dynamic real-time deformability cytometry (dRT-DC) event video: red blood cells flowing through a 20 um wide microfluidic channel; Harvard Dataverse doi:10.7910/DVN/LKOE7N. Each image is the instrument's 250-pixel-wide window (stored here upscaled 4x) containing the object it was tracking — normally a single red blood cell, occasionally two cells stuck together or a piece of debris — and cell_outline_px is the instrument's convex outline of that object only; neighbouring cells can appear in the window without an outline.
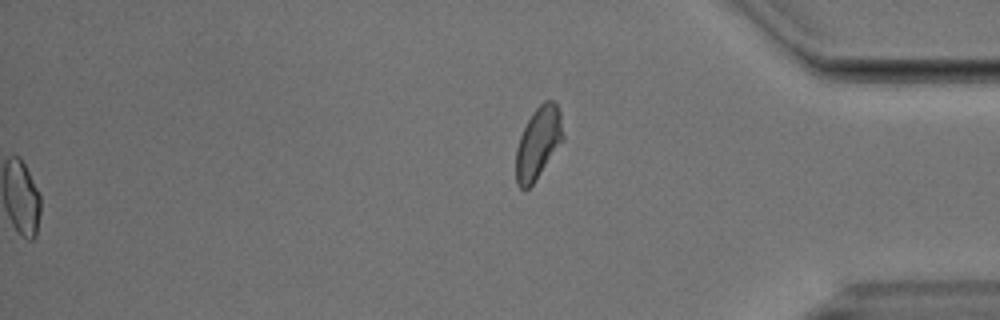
{"species": "Egyptian fruit bat (a non-hibernating species)", "species_latin": "Rousettus aegyptiacus", "temperature_condition": "cold", "stored_images_in_passage": 56, "segment_of_instrument_passage": [2, 2], "camera_frame_rate_fps": 3000, "um_per_image_px": 0.085, "animal": {"sex": "male"}, "frame": {"image": 1, "passage_image": 56, "time_ms": 18.333, "image_size_px": [1000, 320], "cell_outline_px": [[564, 140], [536, 180], [524, 192], [516, 184], [516, 148], [520, 136], [532, 112], [544, 100], [556, 100], [560, 112], [564, 136]], "centroid_in_image_um": [45.76, 12.15], "position_along_channel_um": 389.4, "area_um2": 20.0}}